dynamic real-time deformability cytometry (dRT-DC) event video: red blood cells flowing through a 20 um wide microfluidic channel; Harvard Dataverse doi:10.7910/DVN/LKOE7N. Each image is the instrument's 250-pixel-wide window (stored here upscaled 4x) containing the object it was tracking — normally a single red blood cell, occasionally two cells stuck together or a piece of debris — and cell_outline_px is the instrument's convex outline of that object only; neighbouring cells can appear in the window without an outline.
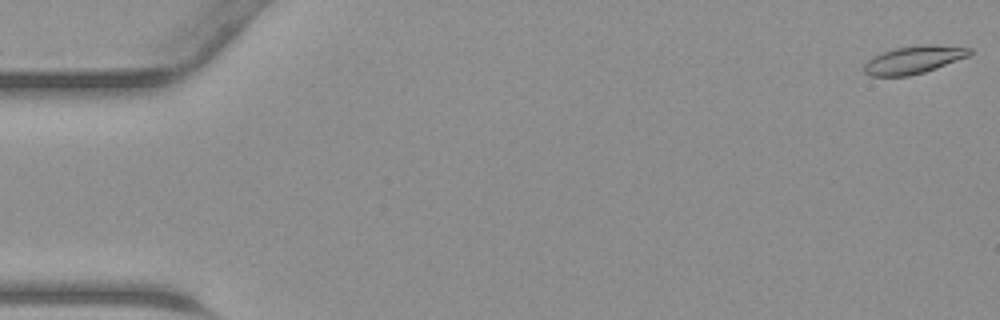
{"species": "common noctule bat (a hibernating species)", "species_latin": "Nyctalus noctula", "temperature_condition": "warm", "stored_images_in_passage": 46, "camera_frame_rate_fps": 3000, "um_per_image_px": 0.085, "animal": {"sex": "male", "body_mass_g": 23.1, "forearm_length_mm": 52.7}, "frame": {"image": 1, "passage_image": 1, "time_ms": 0.0, "image_size_px": [1000, 320], "cell_outline_px": [[972, 52], [968, 56], [936, 68], [924, 72], [908, 76], [868, 76], [864, 72], [864, 64], [872, 56], [880, 52], [896, 48], [924, 44], [928, 44], [972, 48]], "centroid_in_image_um": [77.62, 5.08], "position_along_channel_um": 7.4, "area_um2": 17.05}}
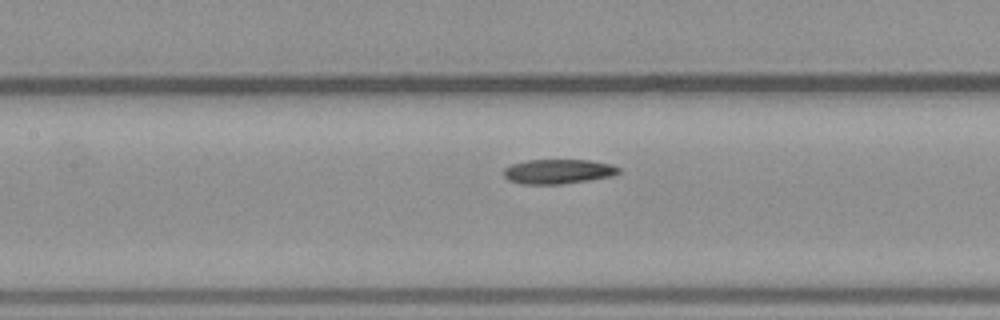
{"frame": {"image": 2, "passage_image": 21, "time_ms": 6.667, "image_size_px": [1000, 320], "cell_outline_px": [[620, 172], [612, 176], [588, 180], [560, 184], [520, 184], [508, 180], [504, 176], [504, 168], [512, 164], [528, 160], [592, 160], [612, 164], [620, 168]], "centroid_in_image_um": [47.45, 14.57], "position_along_channel_um": 160.0, "area_um2": 16.53}}
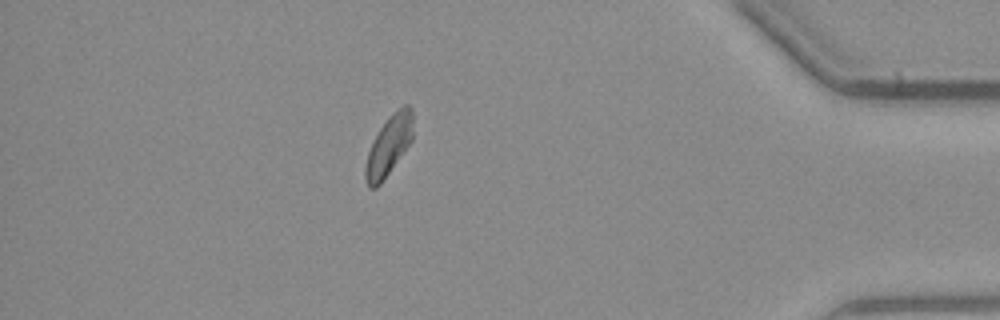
{"frame": {"image": 3, "passage_image": 40, "time_ms": 13.0, "image_size_px": [1000, 320], "cell_outline_px": [[412, 140], [380, 184], [376, 188], [368, 188], [364, 176], [364, 168], [368, 152], [372, 140], [388, 116], [392, 112], [404, 104], [408, 104], [412, 108]], "centroid_in_image_um": [33.02, 12.36], "position_along_channel_um": 402.2, "area_um2": 16.59}}